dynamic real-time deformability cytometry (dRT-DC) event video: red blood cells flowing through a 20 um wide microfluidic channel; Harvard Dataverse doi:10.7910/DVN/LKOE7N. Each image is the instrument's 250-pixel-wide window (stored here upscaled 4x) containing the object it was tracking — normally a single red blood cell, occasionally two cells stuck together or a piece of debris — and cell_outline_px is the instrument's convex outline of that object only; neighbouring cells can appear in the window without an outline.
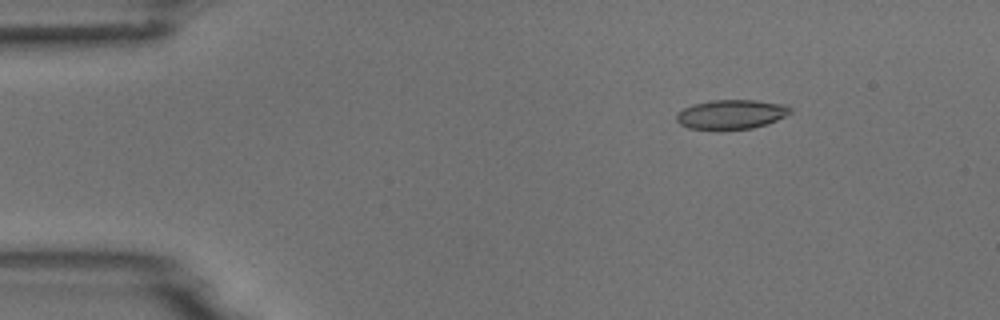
{"species": "common noctule bat (a hibernating species)", "species_latin": "Nyctalus noctula", "temperature_condition": "room temperature", "stored_images_in_passage": 5, "camera_frame_rate_fps": 3000, "um_per_image_px": 0.085, "animal": {"sex": "male", "body_mass_g": 18.8}, "frame": {"image": 1, "passage_image": 2, "time_ms": 2.0, "image_size_px": [1000, 320], "cell_outline_px": [[792, 112], [776, 120], [752, 128], [688, 128], [680, 124], [676, 120], [676, 116], [684, 108], [692, 104], [712, 100], [756, 100], [788, 104], [792, 108]], "centroid_in_image_um": [62.19, 9.68], "position_along_channel_um": 22.8, "area_um2": 19.13}}
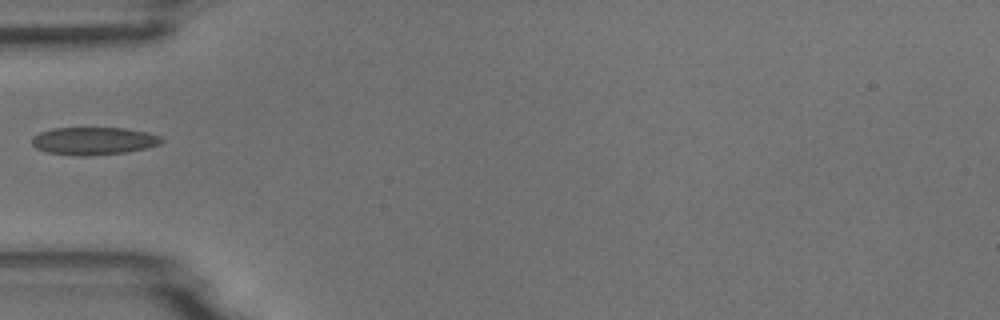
{"frame": {"image": 2, "passage_image": 4, "time_ms": 5.333, "image_size_px": [1000, 320], "cell_outline_px": [[164, 140], [160, 144], [148, 148], [128, 152], [84, 156], [80, 156], [48, 152], [36, 148], [32, 144], [32, 136], [40, 132], [52, 128], [124, 128], [148, 132], [160, 136]], "centroid_in_image_um": [7.98, 11.97], "position_along_channel_um": 77.0, "area_um2": 20.98}}